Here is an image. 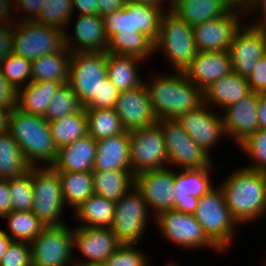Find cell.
<instances>
[{
  "mask_svg": "<svg viewBox=\"0 0 266 266\" xmlns=\"http://www.w3.org/2000/svg\"><path fill=\"white\" fill-rule=\"evenodd\" d=\"M162 73H153L144 81L157 119H177L203 104V91L184 72Z\"/></svg>",
  "mask_w": 266,
  "mask_h": 266,
  "instance_id": "obj_1",
  "label": "cell"
},
{
  "mask_svg": "<svg viewBox=\"0 0 266 266\" xmlns=\"http://www.w3.org/2000/svg\"><path fill=\"white\" fill-rule=\"evenodd\" d=\"M222 181L219 187L226 205L240 226L260 222L266 216V188L262 172L240 167Z\"/></svg>",
  "mask_w": 266,
  "mask_h": 266,
  "instance_id": "obj_2",
  "label": "cell"
},
{
  "mask_svg": "<svg viewBox=\"0 0 266 266\" xmlns=\"http://www.w3.org/2000/svg\"><path fill=\"white\" fill-rule=\"evenodd\" d=\"M9 133L32 167L54 164L58 149L53 141L48 121L43 116L27 114L15 108L10 112Z\"/></svg>",
  "mask_w": 266,
  "mask_h": 266,
  "instance_id": "obj_3",
  "label": "cell"
},
{
  "mask_svg": "<svg viewBox=\"0 0 266 266\" xmlns=\"http://www.w3.org/2000/svg\"><path fill=\"white\" fill-rule=\"evenodd\" d=\"M194 217L207 238L226 255L241 226L232 217L224 193L218 185L198 199Z\"/></svg>",
  "mask_w": 266,
  "mask_h": 266,
  "instance_id": "obj_4",
  "label": "cell"
},
{
  "mask_svg": "<svg viewBox=\"0 0 266 266\" xmlns=\"http://www.w3.org/2000/svg\"><path fill=\"white\" fill-rule=\"evenodd\" d=\"M160 52L172 72H184L198 52L192 26L171 10L162 15L159 35L154 42V54Z\"/></svg>",
  "mask_w": 266,
  "mask_h": 266,
  "instance_id": "obj_5",
  "label": "cell"
},
{
  "mask_svg": "<svg viewBox=\"0 0 266 266\" xmlns=\"http://www.w3.org/2000/svg\"><path fill=\"white\" fill-rule=\"evenodd\" d=\"M34 202L32 212L45 226L67 222L61 218L67 206L62 196L59 173L52 166L31 167Z\"/></svg>",
  "mask_w": 266,
  "mask_h": 266,
  "instance_id": "obj_6",
  "label": "cell"
},
{
  "mask_svg": "<svg viewBox=\"0 0 266 266\" xmlns=\"http://www.w3.org/2000/svg\"><path fill=\"white\" fill-rule=\"evenodd\" d=\"M156 124L165 141L168 167L182 170L215 166L213 157L196 144L176 119H157Z\"/></svg>",
  "mask_w": 266,
  "mask_h": 266,
  "instance_id": "obj_7",
  "label": "cell"
},
{
  "mask_svg": "<svg viewBox=\"0 0 266 266\" xmlns=\"http://www.w3.org/2000/svg\"><path fill=\"white\" fill-rule=\"evenodd\" d=\"M150 219L151 222H155V217L142 194L134 187L116 202L115 216L110 229L120 244L139 245L147 233L145 229Z\"/></svg>",
  "mask_w": 266,
  "mask_h": 266,
  "instance_id": "obj_8",
  "label": "cell"
},
{
  "mask_svg": "<svg viewBox=\"0 0 266 266\" xmlns=\"http://www.w3.org/2000/svg\"><path fill=\"white\" fill-rule=\"evenodd\" d=\"M63 47L64 32L59 29L36 21H16L12 25V53L18 56L33 61Z\"/></svg>",
  "mask_w": 266,
  "mask_h": 266,
  "instance_id": "obj_9",
  "label": "cell"
},
{
  "mask_svg": "<svg viewBox=\"0 0 266 266\" xmlns=\"http://www.w3.org/2000/svg\"><path fill=\"white\" fill-rule=\"evenodd\" d=\"M161 237L186 251L211 249L223 253L207 238L194 214H186L175 210H166L155 217ZM196 249V250H195Z\"/></svg>",
  "mask_w": 266,
  "mask_h": 266,
  "instance_id": "obj_10",
  "label": "cell"
},
{
  "mask_svg": "<svg viewBox=\"0 0 266 266\" xmlns=\"http://www.w3.org/2000/svg\"><path fill=\"white\" fill-rule=\"evenodd\" d=\"M163 14L162 9L152 5L125 3L124 8L106 14L102 18L108 40L114 34L141 32L155 42Z\"/></svg>",
  "mask_w": 266,
  "mask_h": 266,
  "instance_id": "obj_11",
  "label": "cell"
},
{
  "mask_svg": "<svg viewBox=\"0 0 266 266\" xmlns=\"http://www.w3.org/2000/svg\"><path fill=\"white\" fill-rule=\"evenodd\" d=\"M108 52L71 53L69 62L68 85L78 95L85 106L107 78Z\"/></svg>",
  "mask_w": 266,
  "mask_h": 266,
  "instance_id": "obj_12",
  "label": "cell"
},
{
  "mask_svg": "<svg viewBox=\"0 0 266 266\" xmlns=\"http://www.w3.org/2000/svg\"><path fill=\"white\" fill-rule=\"evenodd\" d=\"M32 266H71L74 264L73 233L67 223L45 226L30 242Z\"/></svg>",
  "mask_w": 266,
  "mask_h": 266,
  "instance_id": "obj_13",
  "label": "cell"
},
{
  "mask_svg": "<svg viewBox=\"0 0 266 266\" xmlns=\"http://www.w3.org/2000/svg\"><path fill=\"white\" fill-rule=\"evenodd\" d=\"M130 165L134 175L168 167L167 150L157 124L129 132Z\"/></svg>",
  "mask_w": 266,
  "mask_h": 266,
  "instance_id": "obj_14",
  "label": "cell"
},
{
  "mask_svg": "<svg viewBox=\"0 0 266 266\" xmlns=\"http://www.w3.org/2000/svg\"><path fill=\"white\" fill-rule=\"evenodd\" d=\"M72 233L73 250L80 254H73L75 265H103L121 245L110 228L74 225Z\"/></svg>",
  "mask_w": 266,
  "mask_h": 266,
  "instance_id": "obj_15",
  "label": "cell"
},
{
  "mask_svg": "<svg viewBox=\"0 0 266 266\" xmlns=\"http://www.w3.org/2000/svg\"><path fill=\"white\" fill-rule=\"evenodd\" d=\"M228 53L233 72L248 78L257 62L266 55V30L244 21L234 34Z\"/></svg>",
  "mask_w": 266,
  "mask_h": 266,
  "instance_id": "obj_16",
  "label": "cell"
},
{
  "mask_svg": "<svg viewBox=\"0 0 266 266\" xmlns=\"http://www.w3.org/2000/svg\"><path fill=\"white\" fill-rule=\"evenodd\" d=\"M245 18L244 12L230 9L222 17L193 26L197 50L205 52L228 51L234 34L244 23Z\"/></svg>",
  "mask_w": 266,
  "mask_h": 266,
  "instance_id": "obj_17",
  "label": "cell"
},
{
  "mask_svg": "<svg viewBox=\"0 0 266 266\" xmlns=\"http://www.w3.org/2000/svg\"><path fill=\"white\" fill-rule=\"evenodd\" d=\"M174 182L175 169L172 167L147 170L135 175V187L154 217L163 211L174 210Z\"/></svg>",
  "mask_w": 266,
  "mask_h": 266,
  "instance_id": "obj_18",
  "label": "cell"
},
{
  "mask_svg": "<svg viewBox=\"0 0 266 266\" xmlns=\"http://www.w3.org/2000/svg\"><path fill=\"white\" fill-rule=\"evenodd\" d=\"M204 103L197 109L180 115L176 120L184 131L210 155L226 136L221 114Z\"/></svg>",
  "mask_w": 266,
  "mask_h": 266,
  "instance_id": "obj_19",
  "label": "cell"
},
{
  "mask_svg": "<svg viewBox=\"0 0 266 266\" xmlns=\"http://www.w3.org/2000/svg\"><path fill=\"white\" fill-rule=\"evenodd\" d=\"M259 94L251 92L238 102L227 106L221 111L222 123L228 137L239 146L249 136L259 130L257 105ZM223 114V115H222Z\"/></svg>",
  "mask_w": 266,
  "mask_h": 266,
  "instance_id": "obj_20",
  "label": "cell"
},
{
  "mask_svg": "<svg viewBox=\"0 0 266 266\" xmlns=\"http://www.w3.org/2000/svg\"><path fill=\"white\" fill-rule=\"evenodd\" d=\"M114 110L128 132L153 126L157 122L145 84L120 92Z\"/></svg>",
  "mask_w": 266,
  "mask_h": 266,
  "instance_id": "obj_21",
  "label": "cell"
},
{
  "mask_svg": "<svg viewBox=\"0 0 266 266\" xmlns=\"http://www.w3.org/2000/svg\"><path fill=\"white\" fill-rule=\"evenodd\" d=\"M74 33L64 31V46L71 52H107L108 38L100 15H78ZM74 36V37H73Z\"/></svg>",
  "mask_w": 266,
  "mask_h": 266,
  "instance_id": "obj_22",
  "label": "cell"
},
{
  "mask_svg": "<svg viewBox=\"0 0 266 266\" xmlns=\"http://www.w3.org/2000/svg\"><path fill=\"white\" fill-rule=\"evenodd\" d=\"M232 71V62L228 51H198L184 73L190 81L203 91L210 84Z\"/></svg>",
  "mask_w": 266,
  "mask_h": 266,
  "instance_id": "obj_23",
  "label": "cell"
},
{
  "mask_svg": "<svg viewBox=\"0 0 266 266\" xmlns=\"http://www.w3.org/2000/svg\"><path fill=\"white\" fill-rule=\"evenodd\" d=\"M96 149L97 140L87 134L59 148L52 167L58 172L93 171Z\"/></svg>",
  "mask_w": 266,
  "mask_h": 266,
  "instance_id": "obj_24",
  "label": "cell"
},
{
  "mask_svg": "<svg viewBox=\"0 0 266 266\" xmlns=\"http://www.w3.org/2000/svg\"><path fill=\"white\" fill-rule=\"evenodd\" d=\"M251 92L247 78L232 71L203 90V103L221 112Z\"/></svg>",
  "mask_w": 266,
  "mask_h": 266,
  "instance_id": "obj_25",
  "label": "cell"
},
{
  "mask_svg": "<svg viewBox=\"0 0 266 266\" xmlns=\"http://www.w3.org/2000/svg\"><path fill=\"white\" fill-rule=\"evenodd\" d=\"M131 170L129 132L97 140L93 171Z\"/></svg>",
  "mask_w": 266,
  "mask_h": 266,
  "instance_id": "obj_26",
  "label": "cell"
},
{
  "mask_svg": "<svg viewBox=\"0 0 266 266\" xmlns=\"http://www.w3.org/2000/svg\"><path fill=\"white\" fill-rule=\"evenodd\" d=\"M144 62L136 57L108 53L107 77L119 92L133 90L144 84L139 70Z\"/></svg>",
  "mask_w": 266,
  "mask_h": 266,
  "instance_id": "obj_27",
  "label": "cell"
},
{
  "mask_svg": "<svg viewBox=\"0 0 266 266\" xmlns=\"http://www.w3.org/2000/svg\"><path fill=\"white\" fill-rule=\"evenodd\" d=\"M68 82L31 81L18 90L17 108L32 115L45 116L49 103L60 87Z\"/></svg>",
  "mask_w": 266,
  "mask_h": 266,
  "instance_id": "obj_28",
  "label": "cell"
},
{
  "mask_svg": "<svg viewBox=\"0 0 266 266\" xmlns=\"http://www.w3.org/2000/svg\"><path fill=\"white\" fill-rule=\"evenodd\" d=\"M214 167H204L200 169L175 170L174 196L175 203H180V199L202 197L215 187L211 175Z\"/></svg>",
  "mask_w": 266,
  "mask_h": 266,
  "instance_id": "obj_29",
  "label": "cell"
},
{
  "mask_svg": "<svg viewBox=\"0 0 266 266\" xmlns=\"http://www.w3.org/2000/svg\"><path fill=\"white\" fill-rule=\"evenodd\" d=\"M78 227L110 228L113 224L116 202L96 194H92L74 210Z\"/></svg>",
  "mask_w": 266,
  "mask_h": 266,
  "instance_id": "obj_30",
  "label": "cell"
},
{
  "mask_svg": "<svg viewBox=\"0 0 266 266\" xmlns=\"http://www.w3.org/2000/svg\"><path fill=\"white\" fill-rule=\"evenodd\" d=\"M229 10L223 0H173L171 9L192 27L222 17Z\"/></svg>",
  "mask_w": 266,
  "mask_h": 266,
  "instance_id": "obj_31",
  "label": "cell"
},
{
  "mask_svg": "<svg viewBox=\"0 0 266 266\" xmlns=\"http://www.w3.org/2000/svg\"><path fill=\"white\" fill-rule=\"evenodd\" d=\"M94 194L117 202L135 187L131 170L92 171Z\"/></svg>",
  "mask_w": 266,
  "mask_h": 266,
  "instance_id": "obj_32",
  "label": "cell"
},
{
  "mask_svg": "<svg viewBox=\"0 0 266 266\" xmlns=\"http://www.w3.org/2000/svg\"><path fill=\"white\" fill-rule=\"evenodd\" d=\"M71 52L64 46L60 51L42 55L32 61V81L68 82Z\"/></svg>",
  "mask_w": 266,
  "mask_h": 266,
  "instance_id": "obj_33",
  "label": "cell"
},
{
  "mask_svg": "<svg viewBox=\"0 0 266 266\" xmlns=\"http://www.w3.org/2000/svg\"><path fill=\"white\" fill-rule=\"evenodd\" d=\"M58 173L64 203L72 210L94 194L92 171Z\"/></svg>",
  "mask_w": 266,
  "mask_h": 266,
  "instance_id": "obj_34",
  "label": "cell"
},
{
  "mask_svg": "<svg viewBox=\"0 0 266 266\" xmlns=\"http://www.w3.org/2000/svg\"><path fill=\"white\" fill-rule=\"evenodd\" d=\"M107 52L117 55H125L139 58L143 61L152 59L154 54V42L144 33L114 34L108 40Z\"/></svg>",
  "mask_w": 266,
  "mask_h": 266,
  "instance_id": "obj_35",
  "label": "cell"
},
{
  "mask_svg": "<svg viewBox=\"0 0 266 266\" xmlns=\"http://www.w3.org/2000/svg\"><path fill=\"white\" fill-rule=\"evenodd\" d=\"M48 124L57 149L72 144L88 134L85 108L55 121H48Z\"/></svg>",
  "mask_w": 266,
  "mask_h": 266,
  "instance_id": "obj_36",
  "label": "cell"
},
{
  "mask_svg": "<svg viewBox=\"0 0 266 266\" xmlns=\"http://www.w3.org/2000/svg\"><path fill=\"white\" fill-rule=\"evenodd\" d=\"M31 167L13 136L9 132L0 135V179L19 177Z\"/></svg>",
  "mask_w": 266,
  "mask_h": 266,
  "instance_id": "obj_37",
  "label": "cell"
},
{
  "mask_svg": "<svg viewBox=\"0 0 266 266\" xmlns=\"http://www.w3.org/2000/svg\"><path fill=\"white\" fill-rule=\"evenodd\" d=\"M6 221L5 234L13 241L32 242L45 225L32 211H12L2 218Z\"/></svg>",
  "mask_w": 266,
  "mask_h": 266,
  "instance_id": "obj_38",
  "label": "cell"
},
{
  "mask_svg": "<svg viewBox=\"0 0 266 266\" xmlns=\"http://www.w3.org/2000/svg\"><path fill=\"white\" fill-rule=\"evenodd\" d=\"M87 116L88 135L95 140L125 133L121 119L112 109H85Z\"/></svg>",
  "mask_w": 266,
  "mask_h": 266,
  "instance_id": "obj_39",
  "label": "cell"
},
{
  "mask_svg": "<svg viewBox=\"0 0 266 266\" xmlns=\"http://www.w3.org/2000/svg\"><path fill=\"white\" fill-rule=\"evenodd\" d=\"M73 19L72 0H44L41 13L35 20L46 26L68 31Z\"/></svg>",
  "mask_w": 266,
  "mask_h": 266,
  "instance_id": "obj_40",
  "label": "cell"
},
{
  "mask_svg": "<svg viewBox=\"0 0 266 266\" xmlns=\"http://www.w3.org/2000/svg\"><path fill=\"white\" fill-rule=\"evenodd\" d=\"M84 109L78 95L68 85L64 84L53 95L44 118L47 121H55L70 113H77Z\"/></svg>",
  "mask_w": 266,
  "mask_h": 266,
  "instance_id": "obj_41",
  "label": "cell"
},
{
  "mask_svg": "<svg viewBox=\"0 0 266 266\" xmlns=\"http://www.w3.org/2000/svg\"><path fill=\"white\" fill-rule=\"evenodd\" d=\"M0 72L19 90L32 81V61L11 53L0 63Z\"/></svg>",
  "mask_w": 266,
  "mask_h": 266,
  "instance_id": "obj_42",
  "label": "cell"
},
{
  "mask_svg": "<svg viewBox=\"0 0 266 266\" xmlns=\"http://www.w3.org/2000/svg\"><path fill=\"white\" fill-rule=\"evenodd\" d=\"M12 211H32L34 194L31 169L24 175L8 179Z\"/></svg>",
  "mask_w": 266,
  "mask_h": 266,
  "instance_id": "obj_43",
  "label": "cell"
},
{
  "mask_svg": "<svg viewBox=\"0 0 266 266\" xmlns=\"http://www.w3.org/2000/svg\"><path fill=\"white\" fill-rule=\"evenodd\" d=\"M238 148L247 159H250L248 161H252L249 165H245V168L260 172L266 170V129H259L242 142Z\"/></svg>",
  "mask_w": 266,
  "mask_h": 266,
  "instance_id": "obj_44",
  "label": "cell"
},
{
  "mask_svg": "<svg viewBox=\"0 0 266 266\" xmlns=\"http://www.w3.org/2000/svg\"><path fill=\"white\" fill-rule=\"evenodd\" d=\"M137 246V247H136ZM138 244H121L103 264L104 266H151L149 253ZM148 257V258H147ZM150 260V261H149Z\"/></svg>",
  "mask_w": 266,
  "mask_h": 266,
  "instance_id": "obj_45",
  "label": "cell"
},
{
  "mask_svg": "<svg viewBox=\"0 0 266 266\" xmlns=\"http://www.w3.org/2000/svg\"><path fill=\"white\" fill-rule=\"evenodd\" d=\"M0 266H32L30 243L12 241L1 256Z\"/></svg>",
  "mask_w": 266,
  "mask_h": 266,
  "instance_id": "obj_46",
  "label": "cell"
},
{
  "mask_svg": "<svg viewBox=\"0 0 266 266\" xmlns=\"http://www.w3.org/2000/svg\"><path fill=\"white\" fill-rule=\"evenodd\" d=\"M119 91L107 77L98 89L97 97H93L85 106V109H112L118 99Z\"/></svg>",
  "mask_w": 266,
  "mask_h": 266,
  "instance_id": "obj_47",
  "label": "cell"
},
{
  "mask_svg": "<svg viewBox=\"0 0 266 266\" xmlns=\"http://www.w3.org/2000/svg\"><path fill=\"white\" fill-rule=\"evenodd\" d=\"M43 1L44 0H16L14 2V12L16 15L19 13L17 21H35L41 13ZM21 11L26 14L20 15Z\"/></svg>",
  "mask_w": 266,
  "mask_h": 266,
  "instance_id": "obj_48",
  "label": "cell"
},
{
  "mask_svg": "<svg viewBox=\"0 0 266 266\" xmlns=\"http://www.w3.org/2000/svg\"><path fill=\"white\" fill-rule=\"evenodd\" d=\"M247 80L251 91L266 94V55L257 62Z\"/></svg>",
  "mask_w": 266,
  "mask_h": 266,
  "instance_id": "obj_49",
  "label": "cell"
},
{
  "mask_svg": "<svg viewBox=\"0 0 266 266\" xmlns=\"http://www.w3.org/2000/svg\"><path fill=\"white\" fill-rule=\"evenodd\" d=\"M18 89H16L0 72V108L13 110L17 108Z\"/></svg>",
  "mask_w": 266,
  "mask_h": 266,
  "instance_id": "obj_50",
  "label": "cell"
},
{
  "mask_svg": "<svg viewBox=\"0 0 266 266\" xmlns=\"http://www.w3.org/2000/svg\"><path fill=\"white\" fill-rule=\"evenodd\" d=\"M252 14H256V18L251 19L250 23L248 20L245 22L253 27L266 30V0H252L248 10L245 12V17L249 15L251 17Z\"/></svg>",
  "mask_w": 266,
  "mask_h": 266,
  "instance_id": "obj_51",
  "label": "cell"
},
{
  "mask_svg": "<svg viewBox=\"0 0 266 266\" xmlns=\"http://www.w3.org/2000/svg\"><path fill=\"white\" fill-rule=\"evenodd\" d=\"M12 53V26L0 24V63Z\"/></svg>",
  "mask_w": 266,
  "mask_h": 266,
  "instance_id": "obj_52",
  "label": "cell"
},
{
  "mask_svg": "<svg viewBox=\"0 0 266 266\" xmlns=\"http://www.w3.org/2000/svg\"><path fill=\"white\" fill-rule=\"evenodd\" d=\"M10 190L8 187V179H0V218L12 212Z\"/></svg>",
  "mask_w": 266,
  "mask_h": 266,
  "instance_id": "obj_53",
  "label": "cell"
},
{
  "mask_svg": "<svg viewBox=\"0 0 266 266\" xmlns=\"http://www.w3.org/2000/svg\"><path fill=\"white\" fill-rule=\"evenodd\" d=\"M72 11L73 18L75 11L78 15H98V0H72Z\"/></svg>",
  "mask_w": 266,
  "mask_h": 266,
  "instance_id": "obj_54",
  "label": "cell"
},
{
  "mask_svg": "<svg viewBox=\"0 0 266 266\" xmlns=\"http://www.w3.org/2000/svg\"><path fill=\"white\" fill-rule=\"evenodd\" d=\"M15 17L16 19H14ZM17 18L14 12V3L11 0H0V24L12 26Z\"/></svg>",
  "mask_w": 266,
  "mask_h": 266,
  "instance_id": "obj_55",
  "label": "cell"
},
{
  "mask_svg": "<svg viewBox=\"0 0 266 266\" xmlns=\"http://www.w3.org/2000/svg\"><path fill=\"white\" fill-rule=\"evenodd\" d=\"M124 7V0H98V15L104 16Z\"/></svg>",
  "mask_w": 266,
  "mask_h": 266,
  "instance_id": "obj_56",
  "label": "cell"
},
{
  "mask_svg": "<svg viewBox=\"0 0 266 266\" xmlns=\"http://www.w3.org/2000/svg\"><path fill=\"white\" fill-rule=\"evenodd\" d=\"M198 199L199 198L192 195L191 198L180 199V203H175L174 210L186 214H194L197 208Z\"/></svg>",
  "mask_w": 266,
  "mask_h": 266,
  "instance_id": "obj_57",
  "label": "cell"
},
{
  "mask_svg": "<svg viewBox=\"0 0 266 266\" xmlns=\"http://www.w3.org/2000/svg\"><path fill=\"white\" fill-rule=\"evenodd\" d=\"M125 3H140L158 7L164 12L172 9L173 0H124Z\"/></svg>",
  "mask_w": 266,
  "mask_h": 266,
  "instance_id": "obj_58",
  "label": "cell"
},
{
  "mask_svg": "<svg viewBox=\"0 0 266 266\" xmlns=\"http://www.w3.org/2000/svg\"><path fill=\"white\" fill-rule=\"evenodd\" d=\"M257 118L259 129H266V94H259Z\"/></svg>",
  "mask_w": 266,
  "mask_h": 266,
  "instance_id": "obj_59",
  "label": "cell"
},
{
  "mask_svg": "<svg viewBox=\"0 0 266 266\" xmlns=\"http://www.w3.org/2000/svg\"><path fill=\"white\" fill-rule=\"evenodd\" d=\"M223 2L230 8L241 12H246L252 0H223Z\"/></svg>",
  "mask_w": 266,
  "mask_h": 266,
  "instance_id": "obj_60",
  "label": "cell"
},
{
  "mask_svg": "<svg viewBox=\"0 0 266 266\" xmlns=\"http://www.w3.org/2000/svg\"><path fill=\"white\" fill-rule=\"evenodd\" d=\"M12 110L0 108V135L9 132V118Z\"/></svg>",
  "mask_w": 266,
  "mask_h": 266,
  "instance_id": "obj_61",
  "label": "cell"
},
{
  "mask_svg": "<svg viewBox=\"0 0 266 266\" xmlns=\"http://www.w3.org/2000/svg\"><path fill=\"white\" fill-rule=\"evenodd\" d=\"M12 241L13 240L5 234L3 229H0V259Z\"/></svg>",
  "mask_w": 266,
  "mask_h": 266,
  "instance_id": "obj_62",
  "label": "cell"
},
{
  "mask_svg": "<svg viewBox=\"0 0 266 266\" xmlns=\"http://www.w3.org/2000/svg\"><path fill=\"white\" fill-rule=\"evenodd\" d=\"M165 266H180L179 264H177L176 262H174V260L173 261H171V263L170 262H165Z\"/></svg>",
  "mask_w": 266,
  "mask_h": 266,
  "instance_id": "obj_63",
  "label": "cell"
},
{
  "mask_svg": "<svg viewBox=\"0 0 266 266\" xmlns=\"http://www.w3.org/2000/svg\"><path fill=\"white\" fill-rule=\"evenodd\" d=\"M262 174L264 176V182H265V188H266V170L262 171Z\"/></svg>",
  "mask_w": 266,
  "mask_h": 266,
  "instance_id": "obj_64",
  "label": "cell"
}]
</instances>
